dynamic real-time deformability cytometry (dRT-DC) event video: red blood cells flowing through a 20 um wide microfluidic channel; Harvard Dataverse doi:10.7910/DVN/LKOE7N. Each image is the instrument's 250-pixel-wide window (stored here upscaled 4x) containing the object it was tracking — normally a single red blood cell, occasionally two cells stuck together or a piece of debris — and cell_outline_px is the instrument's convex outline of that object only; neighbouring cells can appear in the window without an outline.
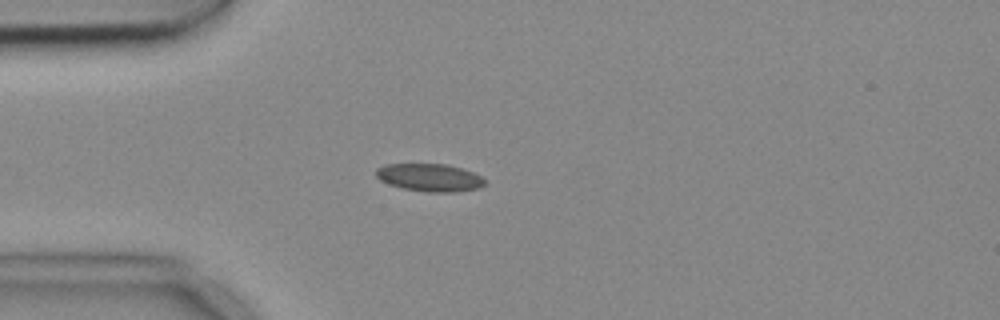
{"species": "common noctule bat (a hibernating species)", "species_latin": "Nyctalus noctula", "temperature_condition": "cold", "stored_images_in_passage": 3, "camera_frame_rate_fps": 3000, "um_per_image_px": 0.085, "animal": {"sex": "female", "body_mass_g": 18.4}, "frame": {"image": 1, "passage_image": 3, "time_ms": 0.667, "image_size_px": [1000, 320], "cell_outline_px": [[488, 180], [480, 188], [452, 192], [428, 192], [404, 188], [388, 184], [380, 180], [376, 176], [376, 168], [384, 164], [448, 164], [472, 172]], "centroid_in_image_um": [36.52, 15.08], "position_along_channel_um": 48.5, "area_um2": 17.57}}